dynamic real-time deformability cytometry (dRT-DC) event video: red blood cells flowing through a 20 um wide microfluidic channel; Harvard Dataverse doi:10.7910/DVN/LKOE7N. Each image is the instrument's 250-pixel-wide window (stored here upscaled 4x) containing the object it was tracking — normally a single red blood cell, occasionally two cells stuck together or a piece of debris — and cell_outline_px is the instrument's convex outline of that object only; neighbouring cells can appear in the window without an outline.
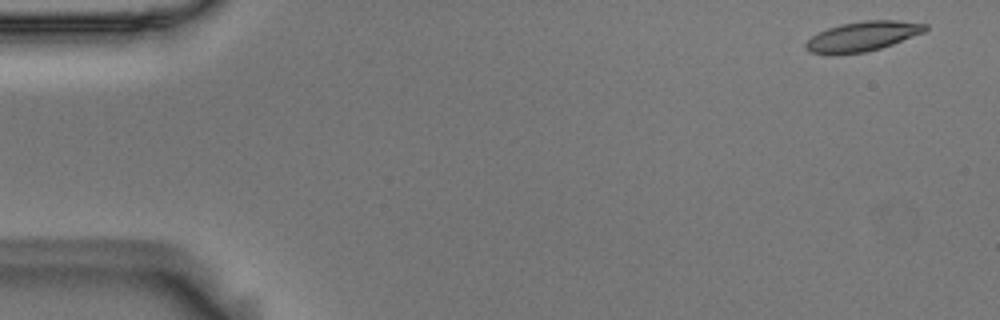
{"species": "Egyptian fruit bat (a non-hibernating species)", "species_latin": "Rousettus aegyptiacus", "temperature_condition": "room temperature", "stored_images_in_passage": 6, "camera_frame_rate_fps": 3000, "um_per_image_px": 0.085, "animal": {"sex": "male"}, "frame": {"image": 1, "passage_image": 1, "time_ms": 0.0, "image_size_px": [1000, 320], "cell_outline_px": [[928, 28], [924, 32], [892, 44], [880, 48], [864, 52], [812, 52], [804, 48], [804, 44], [812, 36], [828, 28], [840, 24], [864, 20], [896, 20], [928, 24]], "centroid_in_image_um": [73.37, 3.04], "position_along_channel_um": 11.6, "area_um2": 20.06}}
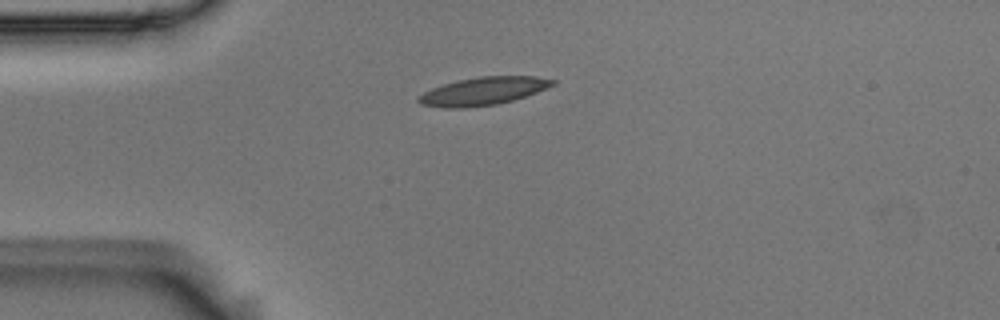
{"frame": {"image": 2, "passage_image": 4, "time_ms": 1.0, "image_size_px": [1000, 320], "cell_outline_px": [[556, 84], [536, 92], [512, 100], [496, 104], [464, 108], [444, 108], [420, 104], [416, 100], [416, 96], [432, 88], [444, 84], [460, 80], [480, 76], [536, 76], [556, 80]], "centroid_in_image_um": [41.04, 7.75], "position_along_channel_um": 44.0, "area_um2": 21.73}}
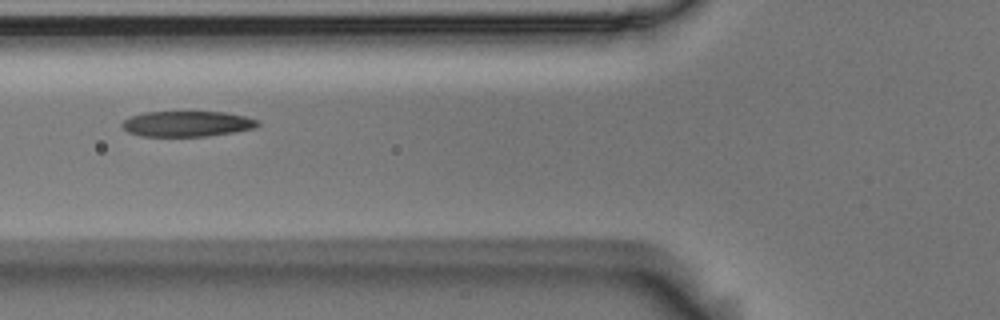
{"frame": {"image": 3, "passage_image": 6, "time_ms": 1.667, "image_size_px": [1000, 320], "cell_outline_px": [[260, 124], [256, 128], [208, 136], [140, 136], [128, 132], [120, 124], [124, 120], [132, 116], [144, 112], [224, 112], [244, 116], [260, 120]], "centroid_in_image_um": [15.92, 10.52], "position_along_channel_um": 109.9, "area_um2": 20.17}}